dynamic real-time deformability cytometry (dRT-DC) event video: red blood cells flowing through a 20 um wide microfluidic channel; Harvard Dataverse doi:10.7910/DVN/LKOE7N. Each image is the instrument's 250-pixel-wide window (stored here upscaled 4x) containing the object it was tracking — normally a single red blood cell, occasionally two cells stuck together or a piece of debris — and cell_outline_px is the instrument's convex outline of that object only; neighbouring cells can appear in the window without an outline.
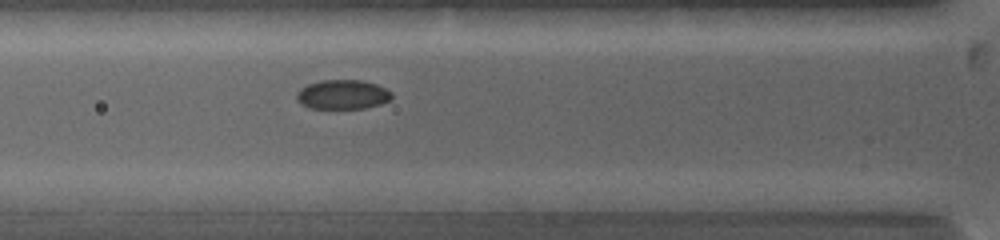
{"species": "common noctule bat (a hibernating species)", "species_latin": "Nyctalus noctula", "temperature_condition": "warm", "stored_images_in_passage": 10, "camera_frame_rate_fps": 5000, "um_per_image_px": 0.085, "animal": {"sex": "female", "body_mass_g": 19.0, "forearm_length_mm": 53.3}, "frame": {"image": 1, "passage_image": 6, "time_ms": 2.4, "image_size_px": [1000, 240], "cell_outline_px": [[392, 100], [380, 104], [364, 108], [308, 108], [300, 104], [296, 100], [296, 92], [300, 88], [308, 84], [320, 80], [360, 80], [376, 84], [392, 92]], "centroid_in_image_um": [29.1, 8.03], "position_along_channel_um": 96.7, "area_um2": 16.42}}
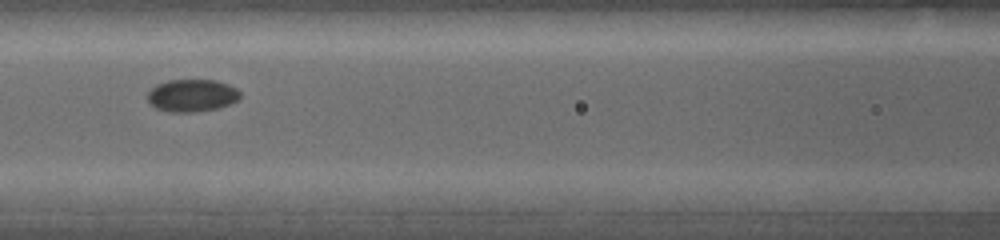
{"frame": {"image": 2, "passage_image": 9, "time_ms": 3.8, "image_size_px": [1000, 240], "cell_outline_px": [[240, 100], [216, 108], [196, 112], [168, 112], [156, 108], [148, 104], [148, 92], [156, 84], [168, 80], [216, 80], [228, 84], [236, 88], [240, 92]], "centroid_in_image_um": [16.3, 8.12], "position_along_channel_um": 150.3, "area_um2": 17.63}}